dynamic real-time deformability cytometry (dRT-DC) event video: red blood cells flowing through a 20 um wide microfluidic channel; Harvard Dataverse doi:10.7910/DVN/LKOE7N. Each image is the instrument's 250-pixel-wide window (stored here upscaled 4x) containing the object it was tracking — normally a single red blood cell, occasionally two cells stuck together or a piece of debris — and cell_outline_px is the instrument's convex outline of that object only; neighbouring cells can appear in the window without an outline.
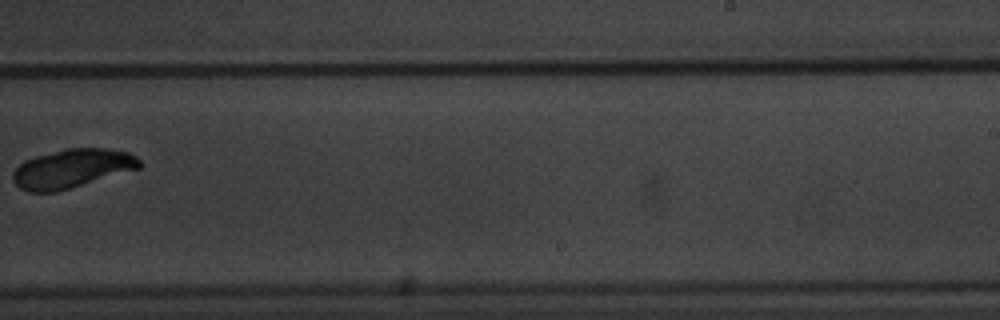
{"species": "common noctule bat (a hibernating species)", "species_latin": "Nyctalus noctula", "temperature_condition": "warm", "stored_images_in_passage": 11, "camera_frame_rate_fps": 3000, "um_per_image_px": 0.085, "animal": {"sex": "male", "body_mass_g": 20.1, "forearm_length_mm": 53.5}, "frame": {"image": 1, "passage_image": 10, "time_ms": 12.0, "image_size_px": [1000, 320], "cell_outline_px": [[140, 168], [56, 192], [28, 192], [20, 188], [12, 180], [12, 172], [24, 160], [36, 156], [68, 148], [104, 148], [128, 152], [136, 156], [140, 160]], "centroid_in_image_um": [6.1, 14.33], "position_along_channel_um": 282.9, "area_um2": 28.5}}